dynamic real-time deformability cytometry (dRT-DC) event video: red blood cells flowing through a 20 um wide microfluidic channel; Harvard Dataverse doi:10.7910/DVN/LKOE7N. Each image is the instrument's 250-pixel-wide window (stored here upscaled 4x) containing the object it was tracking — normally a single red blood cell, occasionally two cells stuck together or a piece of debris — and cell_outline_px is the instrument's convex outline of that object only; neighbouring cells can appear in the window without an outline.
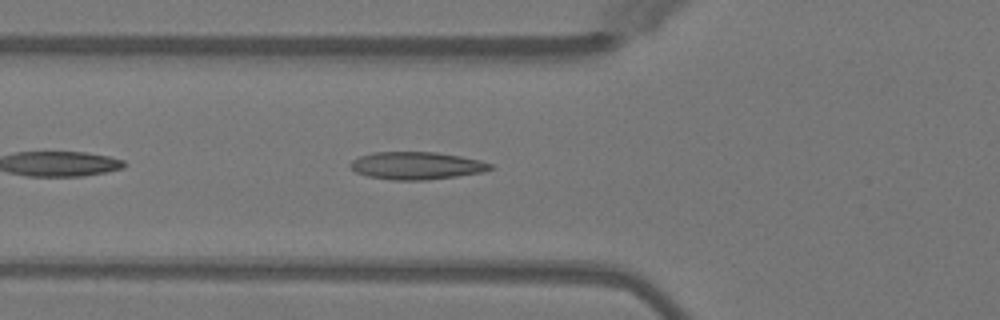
{"species": "Egyptian fruit bat (a non-hibernating species)", "species_latin": "Rousettus aegyptiacus", "temperature_condition": "warm", "stored_images_in_passage": 14, "camera_frame_rate_fps": 3000, "um_per_image_px": 0.085, "animal": {"sex": "female"}, "frame": {"image": 1, "passage_image": 5, "time_ms": 1.333, "image_size_px": [1000, 320], "cell_outline_px": [[492, 168], [484, 172], [456, 176], [424, 180], [392, 180], [368, 176], [356, 172], [348, 164], [352, 160], [360, 156], [372, 152], [436, 152], [460, 156], [480, 160], [492, 164]], "centroid_in_image_um": [35.39, 14.07], "position_along_channel_um": 90.4, "area_um2": 22.43}}
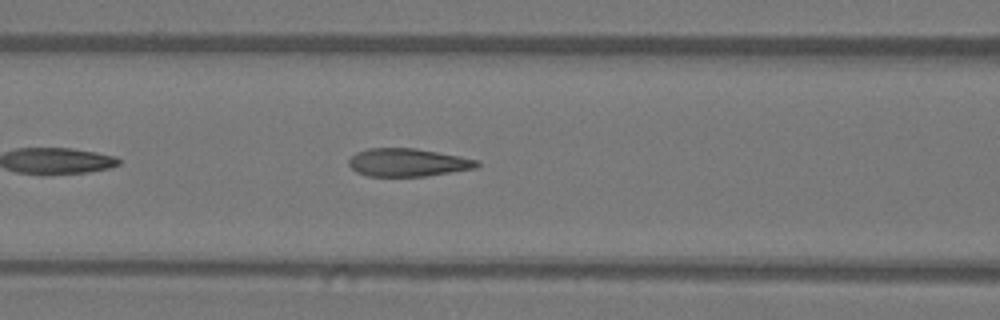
{"frame": {"image": 2, "passage_image": 8, "time_ms": 2.333, "image_size_px": [1000, 320], "cell_outline_px": [[480, 164], [476, 168], [428, 176], [368, 176], [356, 172], [348, 164], [348, 160], [356, 152], [368, 148], [416, 148], [460, 156], [480, 160]], "centroid_in_image_um": [34.68, 13.81], "position_along_channel_um": 131.9, "area_um2": 21.04}}
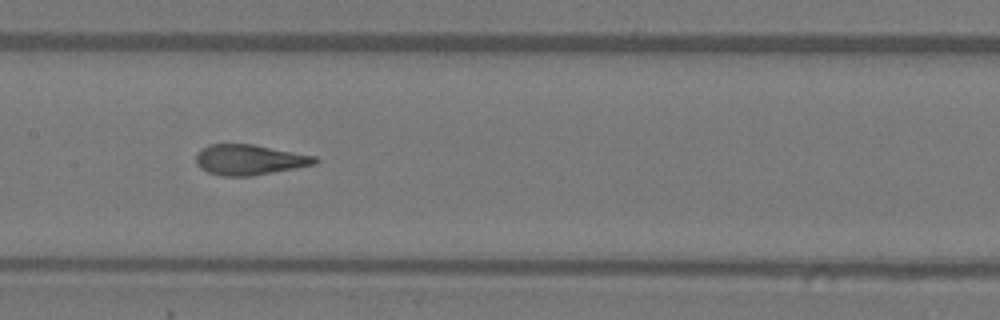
{"frame": {"image": 3, "passage_image": 12, "time_ms": 3.667, "image_size_px": [1000, 320], "cell_outline_px": [[320, 160], [316, 164], [252, 176], [220, 176], [208, 172], [200, 168], [196, 164], [196, 152], [200, 148], [208, 144], [256, 144], [316, 156]], "centroid_in_image_um": [21.18, 13.57], "position_along_channel_um": 186.2, "area_um2": 21.39}}